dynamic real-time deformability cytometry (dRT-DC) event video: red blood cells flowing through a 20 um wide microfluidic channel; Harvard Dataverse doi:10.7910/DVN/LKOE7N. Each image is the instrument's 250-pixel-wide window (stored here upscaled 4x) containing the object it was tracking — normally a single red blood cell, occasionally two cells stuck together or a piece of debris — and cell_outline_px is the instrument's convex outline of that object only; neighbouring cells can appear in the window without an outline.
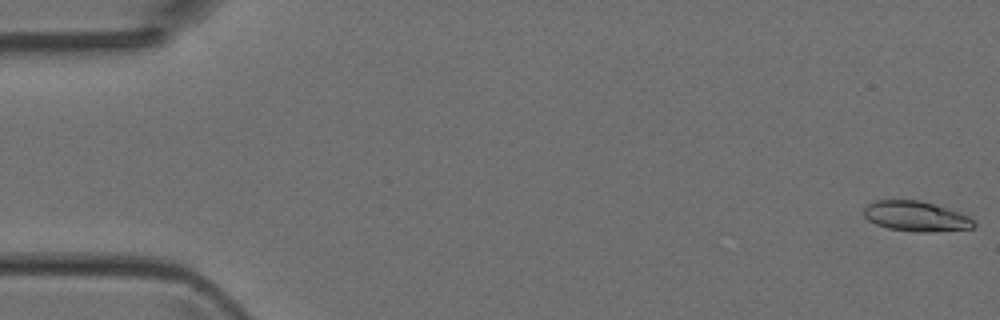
{"species": "Egyptian fruit bat (a non-hibernating species)", "species_latin": "Rousettus aegyptiacus", "temperature_condition": "room temperature", "stored_images_in_passage": 4, "camera_frame_rate_fps": 3000, "um_per_image_px": 0.085, "animal": {"sex": "female"}, "frame": {"image": 1, "passage_image": 1, "time_ms": 0.0, "image_size_px": [1000, 320], "cell_outline_px": [[976, 224], [972, 228], [928, 232], [912, 232], [888, 228], [876, 224], [868, 220], [864, 216], [864, 208], [868, 204], [876, 200], [920, 200], [960, 212], [968, 216]], "centroid_in_image_um": [77.84, 18.38], "position_along_channel_um": 7.2, "area_um2": 19.25}}
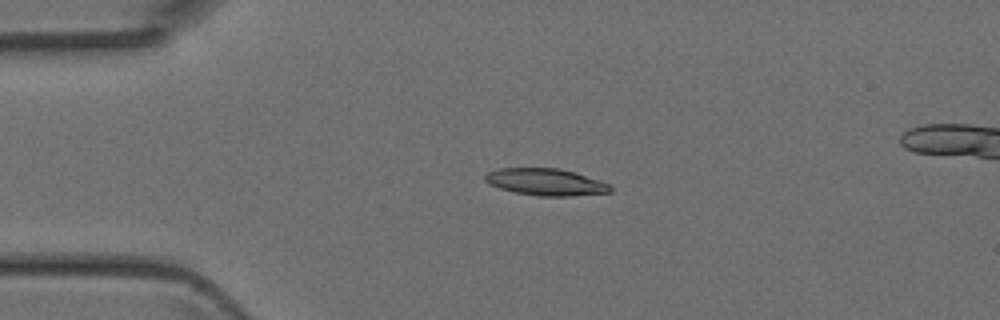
{"frame": {"image": 2, "passage_image": 3, "time_ms": 0.667, "image_size_px": [1000, 320], "cell_outline_px": [[612, 192], [572, 196], [540, 196], [516, 192], [500, 188], [488, 184], [484, 180], [484, 176], [488, 172], [496, 168], [560, 168], [576, 172], [600, 180], [608, 184], [612, 188]], "centroid_in_image_um": [46.39, 15.46], "position_along_channel_um": 38.6, "area_um2": 19.77}}